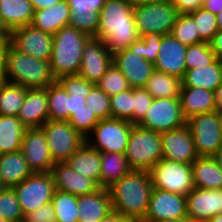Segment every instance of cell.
Listing matches in <instances>:
<instances>
[{"instance_id": "obj_1", "label": "cell", "mask_w": 222, "mask_h": 222, "mask_svg": "<svg viewBox=\"0 0 222 222\" xmlns=\"http://www.w3.org/2000/svg\"><path fill=\"white\" fill-rule=\"evenodd\" d=\"M132 0H106L100 9L97 38L115 53L137 41L140 36L135 25Z\"/></svg>"}, {"instance_id": "obj_2", "label": "cell", "mask_w": 222, "mask_h": 222, "mask_svg": "<svg viewBox=\"0 0 222 222\" xmlns=\"http://www.w3.org/2000/svg\"><path fill=\"white\" fill-rule=\"evenodd\" d=\"M153 190L149 171L131 170L108 188L112 209L130 221L143 220Z\"/></svg>"}, {"instance_id": "obj_3", "label": "cell", "mask_w": 222, "mask_h": 222, "mask_svg": "<svg viewBox=\"0 0 222 222\" xmlns=\"http://www.w3.org/2000/svg\"><path fill=\"white\" fill-rule=\"evenodd\" d=\"M3 80L28 89L47 88L57 81L52 74L49 61L23 54L11 45L6 51Z\"/></svg>"}, {"instance_id": "obj_4", "label": "cell", "mask_w": 222, "mask_h": 222, "mask_svg": "<svg viewBox=\"0 0 222 222\" xmlns=\"http://www.w3.org/2000/svg\"><path fill=\"white\" fill-rule=\"evenodd\" d=\"M89 38L90 36L72 26H65L53 35L49 63L57 80L64 75L78 74L83 49Z\"/></svg>"}, {"instance_id": "obj_5", "label": "cell", "mask_w": 222, "mask_h": 222, "mask_svg": "<svg viewBox=\"0 0 222 222\" xmlns=\"http://www.w3.org/2000/svg\"><path fill=\"white\" fill-rule=\"evenodd\" d=\"M125 157L132 170L149 171L162 159L160 133L134 124Z\"/></svg>"}, {"instance_id": "obj_6", "label": "cell", "mask_w": 222, "mask_h": 222, "mask_svg": "<svg viewBox=\"0 0 222 222\" xmlns=\"http://www.w3.org/2000/svg\"><path fill=\"white\" fill-rule=\"evenodd\" d=\"M153 188L187 196L195 187L191 164L160 159L150 170Z\"/></svg>"}, {"instance_id": "obj_7", "label": "cell", "mask_w": 222, "mask_h": 222, "mask_svg": "<svg viewBox=\"0 0 222 222\" xmlns=\"http://www.w3.org/2000/svg\"><path fill=\"white\" fill-rule=\"evenodd\" d=\"M133 123L117 118L100 120L85 141L101 153H124Z\"/></svg>"}, {"instance_id": "obj_8", "label": "cell", "mask_w": 222, "mask_h": 222, "mask_svg": "<svg viewBox=\"0 0 222 222\" xmlns=\"http://www.w3.org/2000/svg\"><path fill=\"white\" fill-rule=\"evenodd\" d=\"M133 13L140 37L150 33L170 34L178 16L171 2L134 3Z\"/></svg>"}, {"instance_id": "obj_9", "label": "cell", "mask_w": 222, "mask_h": 222, "mask_svg": "<svg viewBox=\"0 0 222 222\" xmlns=\"http://www.w3.org/2000/svg\"><path fill=\"white\" fill-rule=\"evenodd\" d=\"M40 128L45 133L54 164L66 162L85 142L68 121L47 120Z\"/></svg>"}, {"instance_id": "obj_10", "label": "cell", "mask_w": 222, "mask_h": 222, "mask_svg": "<svg viewBox=\"0 0 222 222\" xmlns=\"http://www.w3.org/2000/svg\"><path fill=\"white\" fill-rule=\"evenodd\" d=\"M188 125L198 156H213L222 146L220 118L217 111L190 117Z\"/></svg>"}, {"instance_id": "obj_11", "label": "cell", "mask_w": 222, "mask_h": 222, "mask_svg": "<svg viewBox=\"0 0 222 222\" xmlns=\"http://www.w3.org/2000/svg\"><path fill=\"white\" fill-rule=\"evenodd\" d=\"M179 98L153 99L150 108L137 125L162 133L186 124Z\"/></svg>"}, {"instance_id": "obj_12", "label": "cell", "mask_w": 222, "mask_h": 222, "mask_svg": "<svg viewBox=\"0 0 222 222\" xmlns=\"http://www.w3.org/2000/svg\"><path fill=\"white\" fill-rule=\"evenodd\" d=\"M12 188L15 191L24 216L42 205L50 203L55 191L50 172L32 173L28 178Z\"/></svg>"}, {"instance_id": "obj_13", "label": "cell", "mask_w": 222, "mask_h": 222, "mask_svg": "<svg viewBox=\"0 0 222 222\" xmlns=\"http://www.w3.org/2000/svg\"><path fill=\"white\" fill-rule=\"evenodd\" d=\"M113 63L125 76L130 88H144L155 71L154 64L141 57L140 38L129 48L113 53Z\"/></svg>"}, {"instance_id": "obj_14", "label": "cell", "mask_w": 222, "mask_h": 222, "mask_svg": "<svg viewBox=\"0 0 222 222\" xmlns=\"http://www.w3.org/2000/svg\"><path fill=\"white\" fill-rule=\"evenodd\" d=\"M9 41L14 49L23 54L50 61L53 43L50 33L27 25L10 31Z\"/></svg>"}, {"instance_id": "obj_15", "label": "cell", "mask_w": 222, "mask_h": 222, "mask_svg": "<svg viewBox=\"0 0 222 222\" xmlns=\"http://www.w3.org/2000/svg\"><path fill=\"white\" fill-rule=\"evenodd\" d=\"M113 63V53L103 40L90 37L83 49L78 75L88 82L97 84Z\"/></svg>"}, {"instance_id": "obj_16", "label": "cell", "mask_w": 222, "mask_h": 222, "mask_svg": "<svg viewBox=\"0 0 222 222\" xmlns=\"http://www.w3.org/2000/svg\"><path fill=\"white\" fill-rule=\"evenodd\" d=\"M188 220L186 196L153 188L143 222Z\"/></svg>"}, {"instance_id": "obj_17", "label": "cell", "mask_w": 222, "mask_h": 222, "mask_svg": "<svg viewBox=\"0 0 222 222\" xmlns=\"http://www.w3.org/2000/svg\"><path fill=\"white\" fill-rule=\"evenodd\" d=\"M162 158L184 164H192L199 156L187 124L160 133Z\"/></svg>"}, {"instance_id": "obj_18", "label": "cell", "mask_w": 222, "mask_h": 222, "mask_svg": "<svg viewBox=\"0 0 222 222\" xmlns=\"http://www.w3.org/2000/svg\"><path fill=\"white\" fill-rule=\"evenodd\" d=\"M20 151L33 173L50 172L54 166L45 133L41 128L26 129Z\"/></svg>"}, {"instance_id": "obj_19", "label": "cell", "mask_w": 222, "mask_h": 222, "mask_svg": "<svg viewBox=\"0 0 222 222\" xmlns=\"http://www.w3.org/2000/svg\"><path fill=\"white\" fill-rule=\"evenodd\" d=\"M189 222H207L222 213V189L194 188L186 196Z\"/></svg>"}, {"instance_id": "obj_20", "label": "cell", "mask_w": 222, "mask_h": 222, "mask_svg": "<svg viewBox=\"0 0 222 222\" xmlns=\"http://www.w3.org/2000/svg\"><path fill=\"white\" fill-rule=\"evenodd\" d=\"M186 49L187 45L182 44L172 34L163 35L158 57L154 62L155 70L182 79L187 70Z\"/></svg>"}, {"instance_id": "obj_21", "label": "cell", "mask_w": 222, "mask_h": 222, "mask_svg": "<svg viewBox=\"0 0 222 222\" xmlns=\"http://www.w3.org/2000/svg\"><path fill=\"white\" fill-rule=\"evenodd\" d=\"M55 190L73 195H85L100 189L99 184L92 179L76 173L66 162L55 163L50 170Z\"/></svg>"}, {"instance_id": "obj_22", "label": "cell", "mask_w": 222, "mask_h": 222, "mask_svg": "<svg viewBox=\"0 0 222 222\" xmlns=\"http://www.w3.org/2000/svg\"><path fill=\"white\" fill-rule=\"evenodd\" d=\"M27 128H40L49 120L47 88L28 89L17 116Z\"/></svg>"}, {"instance_id": "obj_23", "label": "cell", "mask_w": 222, "mask_h": 222, "mask_svg": "<svg viewBox=\"0 0 222 222\" xmlns=\"http://www.w3.org/2000/svg\"><path fill=\"white\" fill-rule=\"evenodd\" d=\"M77 201L79 222H99L113 210L108 189L100 188L91 194L78 195Z\"/></svg>"}, {"instance_id": "obj_24", "label": "cell", "mask_w": 222, "mask_h": 222, "mask_svg": "<svg viewBox=\"0 0 222 222\" xmlns=\"http://www.w3.org/2000/svg\"><path fill=\"white\" fill-rule=\"evenodd\" d=\"M71 10L67 0L45 9L34 11L31 26L43 32L54 35L65 26H69Z\"/></svg>"}, {"instance_id": "obj_25", "label": "cell", "mask_w": 222, "mask_h": 222, "mask_svg": "<svg viewBox=\"0 0 222 222\" xmlns=\"http://www.w3.org/2000/svg\"><path fill=\"white\" fill-rule=\"evenodd\" d=\"M180 105L184 118L215 111L214 92L197 87H181Z\"/></svg>"}, {"instance_id": "obj_26", "label": "cell", "mask_w": 222, "mask_h": 222, "mask_svg": "<svg viewBox=\"0 0 222 222\" xmlns=\"http://www.w3.org/2000/svg\"><path fill=\"white\" fill-rule=\"evenodd\" d=\"M66 163L76 173L95 180L100 186L101 152L92 148L86 141L68 158Z\"/></svg>"}, {"instance_id": "obj_27", "label": "cell", "mask_w": 222, "mask_h": 222, "mask_svg": "<svg viewBox=\"0 0 222 222\" xmlns=\"http://www.w3.org/2000/svg\"><path fill=\"white\" fill-rule=\"evenodd\" d=\"M222 83V61L194 69H187L182 78V87H197L215 91Z\"/></svg>"}, {"instance_id": "obj_28", "label": "cell", "mask_w": 222, "mask_h": 222, "mask_svg": "<svg viewBox=\"0 0 222 222\" xmlns=\"http://www.w3.org/2000/svg\"><path fill=\"white\" fill-rule=\"evenodd\" d=\"M33 14L29 0H0V20L9 32L30 25Z\"/></svg>"}, {"instance_id": "obj_29", "label": "cell", "mask_w": 222, "mask_h": 222, "mask_svg": "<svg viewBox=\"0 0 222 222\" xmlns=\"http://www.w3.org/2000/svg\"><path fill=\"white\" fill-rule=\"evenodd\" d=\"M33 172L21 151L0 155V177L6 187H14Z\"/></svg>"}, {"instance_id": "obj_30", "label": "cell", "mask_w": 222, "mask_h": 222, "mask_svg": "<svg viewBox=\"0 0 222 222\" xmlns=\"http://www.w3.org/2000/svg\"><path fill=\"white\" fill-rule=\"evenodd\" d=\"M191 165L195 188L222 189V169L213 157L199 156Z\"/></svg>"}, {"instance_id": "obj_31", "label": "cell", "mask_w": 222, "mask_h": 222, "mask_svg": "<svg viewBox=\"0 0 222 222\" xmlns=\"http://www.w3.org/2000/svg\"><path fill=\"white\" fill-rule=\"evenodd\" d=\"M100 188L108 189L128 174L130 168L124 153H101Z\"/></svg>"}, {"instance_id": "obj_32", "label": "cell", "mask_w": 222, "mask_h": 222, "mask_svg": "<svg viewBox=\"0 0 222 222\" xmlns=\"http://www.w3.org/2000/svg\"><path fill=\"white\" fill-rule=\"evenodd\" d=\"M26 129L17 116L0 115V155L20 151Z\"/></svg>"}, {"instance_id": "obj_33", "label": "cell", "mask_w": 222, "mask_h": 222, "mask_svg": "<svg viewBox=\"0 0 222 222\" xmlns=\"http://www.w3.org/2000/svg\"><path fill=\"white\" fill-rule=\"evenodd\" d=\"M67 91L70 98V117L74 112L86 106V97L95 83L88 82L80 75H64L57 80Z\"/></svg>"}, {"instance_id": "obj_34", "label": "cell", "mask_w": 222, "mask_h": 222, "mask_svg": "<svg viewBox=\"0 0 222 222\" xmlns=\"http://www.w3.org/2000/svg\"><path fill=\"white\" fill-rule=\"evenodd\" d=\"M182 79L154 71L144 88L154 98H179Z\"/></svg>"}, {"instance_id": "obj_35", "label": "cell", "mask_w": 222, "mask_h": 222, "mask_svg": "<svg viewBox=\"0 0 222 222\" xmlns=\"http://www.w3.org/2000/svg\"><path fill=\"white\" fill-rule=\"evenodd\" d=\"M28 88L0 80V115L18 116Z\"/></svg>"}, {"instance_id": "obj_36", "label": "cell", "mask_w": 222, "mask_h": 222, "mask_svg": "<svg viewBox=\"0 0 222 222\" xmlns=\"http://www.w3.org/2000/svg\"><path fill=\"white\" fill-rule=\"evenodd\" d=\"M49 120L70 119V98L67 91L56 81L47 87Z\"/></svg>"}, {"instance_id": "obj_37", "label": "cell", "mask_w": 222, "mask_h": 222, "mask_svg": "<svg viewBox=\"0 0 222 222\" xmlns=\"http://www.w3.org/2000/svg\"><path fill=\"white\" fill-rule=\"evenodd\" d=\"M51 202L56 222H79L77 195L55 190Z\"/></svg>"}, {"instance_id": "obj_38", "label": "cell", "mask_w": 222, "mask_h": 222, "mask_svg": "<svg viewBox=\"0 0 222 222\" xmlns=\"http://www.w3.org/2000/svg\"><path fill=\"white\" fill-rule=\"evenodd\" d=\"M170 34L187 46L204 42L200 38L196 24L189 14H178Z\"/></svg>"}, {"instance_id": "obj_39", "label": "cell", "mask_w": 222, "mask_h": 222, "mask_svg": "<svg viewBox=\"0 0 222 222\" xmlns=\"http://www.w3.org/2000/svg\"><path fill=\"white\" fill-rule=\"evenodd\" d=\"M217 59V56L211 50L210 44L207 42L187 46L185 56L186 69L201 68V66L214 63Z\"/></svg>"}, {"instance_id": "obj_40", "label": "cell", "mask_w": 222, "mask_h": 222, "mask_svg": "<svg viewBox=\"0 0 222 222\" xmlns=\"http://www.w3.org/2000/svg\"><path fill=\"white\" fill-rule=\"evenodd\" d=\"M0 217L7 222L24 221V215L13 188L6 187L0 193Z\"/></svg>"}, {"instance_id": "obj_41", "label": "cell", "mask_w": 222, "mask_h": 222, "mask_svg": "<svg viewBox=\"0 0 222 222\" xmlns=\"http://www.w3.org/2000/svg\"><path fill=\"white\" fill-rule=\"evenodd\" d=\"M96 86L109 96L130 88L127 79L114 63H112L105 75L97 82Z\"/></svg>"}, {"instance_id": "obj_42", "label": "cell", "mask_w": 222, "mask_h": 222, "mask_svg": "<svg viewBox=\"0 0 222 222\" xmlns=\"http://www.w3.org/2000/svg\"><path fill=\"white\" fill-rule=\"evenodd\" d=\"M189 15L193 18L196 24L200 38L204 42L209 43L218 31L216 15L207 11L204 7L189 13Z\"/></svg>"}, {"instance_id": "obj_43", "label": "cell", "mask_w": 222, "mask_h": 222, "mask_svg": "<svg viewBox=\"0 0 222 222\" xmlns=\"http://www.w3.org/2000/svg\"><path fill=\"white\" fill-rule=\"evenodd\" d=\"M111 118L133 123L132 88L110 96Z\"/></svg>"}, {"instance_id": "obj_44", "label": "cell", "mask_w": 222, "mask_h": 222, "mask_svg": "<svg viewBox=\"0 0 222 222\" xmlns=\"http://www.w3.org/2000/svg\"><path fill=\"white\" fill-rule=\"evenodd\" d=\"M99 121L100 120L87 105L74 112L68 120L72 127L85 139L92 133L95 125Z\"/></svg>"}, {"instance_id": "obj_45", "label": "cell", "mask_w": 222, "mask_h": 222, "mask_svg": "<svg viewBox=\"0 0 222 222\" xmlns=\"http://www.w3.org/2000/svg\"><path fill=\"white\" fill-rule=\"evenodd\" d=\"M86 105L99 120L111 118L110 96L104 93L98 86H94L86 97Z\"/></svg>"}, {"instance_id": "obj_46", "label": "cell", "mask_w": 222, "mask_h": 222, "mask_svg": "<svg viewBox=\"0 0 222 222\" xmlns=\"http://www.w3.org/2000/svg\"><path fill=\"white\" fill-rule=\"evenodd\" d=\"M100 11H88L82 15H71L69 26H72L90 37H97Z\"/></svg>"}, {"instance_id": "obj_47", "label": "cell", "mask_w": 222, "mask_h": 222, "mask_svg": "<svg viewBox=\"0 0 222 222\" xmlns=\"http://www.w3.org/2000/svg\"><path fill=\"white\" fill-rule=\"evenodd\" d=\"M133 124H137L150 108L153 97L145 88H132Z\"/></svg>"}, {"instance_id": "obj_48", "label": "cell", "mask_w": 222, "mask_h": 222, "mask_svg": "<svg viewBox=\"0 0 222 222\" xmlns=\"http://www.w3.org/2000/svg\"><path fill=\"white\" fill-rule=\"evenodd\" d=\"M162 37L160 33H150L140 37L141 57L154 64L158 57Z\"/></svg>"}, {"instance_id": "obj_49", "label": "cell", "mask_w": 222, "mask_h": 222, "mask_svg": "<svg viewBox=\"0 0 222 222\" xmlns=\"http://www.w3.org/2000/svg\"><path fill=\"white\" fill-rule=\"evenodd\" d=\"M24 222H56L53 203H47L24 216Z\"/></svg>"}, {"instance_id": "obj_50", "label": "cell", "mask_w": 222, "mask_h": 222, "mask_svg": "<svg viewBox=\"0 0 222 222\" xmlns=\"http://www.w3.org/2000/svg\"><path fill=\"white\" fill-rule=\"evenodd\" d=\"M205 0H172L178 14H189L203 7Z\"/></svg>"}, {"instance_id": "obj_51", "label": "cell", "mask_w": 222, "mask_h": 222, "mask_svg": "<svg viewBox=\"0 0 222 222\" xmlns=\"http://www.w3.org/2000/svg\"><path fill=\"white\" fill-rule=\"evenodd\" d=\"M71 15H82L89 11L90 0H67Z\"/></svg>"}, {"instance_id": "obj_52", "label": "cell", "mask_w": 222, "mask_h": 222, "mask_svg": "<svg viewBox=\"0 0 222 222\" xmlns=\"http://www.w3.org/2000/svg\"><path fill=\"white\" fill-rule=\"evenodd\" d=\"M212 52L218 59L222 58V28H218L217 33L213 36L209 42Z\"/></svg>"}, {"instance_id": "obj_53", "label": "cell", "mask_w": 222, "mask_h": 222, "mask_svg": "<svg viewBox=\"0 0 222 222\" xmlns=\"http://www.w3.org/2000/svg\"><path fill=\"white\" fill-rule=\"evenodd\" d=\"M9 45V39H0V80H3L5 74L6 51Z\"/></svg>"}, {"instance_id": "obj_54", "label": "cell", "mask_w": 222, "mask_h": 222, "mask_svg": "<svg viewBox=\"0 0 222 222\" xmlns=\"http://www.w3.org/2000/svg\"><path fill=\"white\" fill-rule=\"evenodd\" d=\"M203 7L212 14L217 15L222 9V0H205Z\"/></svg>"}, {"instance_id": "obj_55", "label": "cell", "mask_w": 222, "mask_h": 222, "mask_svg": "<svg viewBox=\"0 0 222 222\" xmlns=\"http://www.w3.org/2000/svg\"><path fill=\"white\" fill-rule=\"evenodd\" d=\"M34 11L48 8L52 5L59 3L61 0H29Z\"/></svg>"}, {"instance_id": "obj_56", "label": "cell", "mask_w": 222, "mask_h": 222, "mask_svg": "<svg viewBox=\"0 0 222 222\" xmlns=\"http://www.w3.org/2000/svg\"><path fill=\"white\" fill-rule=\"evenodd\" d=\"M130 220L115 210L109 212L104 219L99 222H129Z\"/></svg>"}, {"instance_id": "obj_57", "label": "cell", "mask_w": 222, "mask_h": 222, "mask_svg": "<svg viewBox=\"0 0 222 222\" xmlns=\"http://www.w3.org/2000/svg\"><path fill=\"white\" fill-rule=\"evenodd\" d=\"M214 96H215V111L221 114L222 113V83L214 91Z\"/></svg>"}, {"instance_id": "obj_58", "label": "cell", "mask_w": 222, "mask_h": 222, "mask_svg": "<svg viewBox=\"0 0 222 222\" xmlns=\"http://www.w3.org/2000/svg\"><path fill=\"white\" fill-rule=\"evenodd\" d=\"M106 0H90L89 11H100Z\"/></svg>"}, {"instance_id": "obj_59", "label": "cell", "mask_w": 222, "mask_h": 222, "mask_svg": "<svg viewBox=\"0 0 222 222\" xmlns=\"http://www.w3.org/2000/svg\"><path fill=\"white\" fill-rule=\"evenodd\" d=\"M10 32L7 28L3 25L2 21L0 20V39H9Z\"/></svg>"}, {"instance_id": "obj_60", "label": "cell", "mask_w": 222, "mask_h": 222, "mask_svg": "<svg viewBox=\"0 0 222 222\" xmlns=\"http://www.w3.org/2000/svg\"><path fill=\"white\" fill-rule=\"evenodd\" d=\"M133 3L138 4H146V3H167L171 2L172 0H132Z\"/></svg>"}, {"instance_id": "obj_61", "label": "cell", "mask_w": 222, "mask_h": 222, "mask_svg": "<svg viewBox=\"0 0 222 222\" xmlns=\"http://www.w3.org/2000/svg\"><path fill=\"white\" fill-rule=\"evenodd\" d=\"M212 157L216 160L218 166L222 169V146Z\"/></svg>"}, {"instance_id": "obj_62", "label": "cell", "mask_w": 222, "mask_h": 222, "mask_svg": "<svg viewBox=\"0 0 222 222\" xmlns=\"http://www.w3.org/2000/svg\"><path fill=\"white\" fill-rule=\"evenodd\" d=\"M216 18H217V26H218V28H222V9L216 15Z\"/></svg>"}, {"instance_id": "obj_63", "label": "cell", "mask_w": 222, "mask_h": 222, "mask_svg": "<svg viewBox=\"0 0 222 222\" xmlns=\"http://www.w3.org/2000/svg\"><path fill=\"white\" fill-rule=\"evenodd\" d=\"M207 222H222V213L215 215Z\"/></svg>"}, {"instance_id": "obj_64", "label": "cell", "mask_w": 222, "mask_h": 222, "mask_svg": "<svg viewBox=\"0 0 222 222\" xmlns=\"http://www.w3.org/2000/svg\"><path fill=\"white\" fill-rule=\"evenodd\" d=\"M188 220H158L153 222H186Z\"/></svg>"}, {"instance_id": "obj_65", "label": "cell", "mask_w": 222, "mask_h": 222, "mask_svg": "<svg viewBox=\"0 0 222 222\" xmlns=\"http://www.w3.org/2000/svg\"><path fill=\"white\" fill-rule=\"evenodd\" d=\"M6 188V186L3 184L2 179L0 177V193Z\"/></svg>"}, {"instance_id": "obj_66", "label": "cell", "mask_w": 222, "mask_h": 222, "mask_svg": "<svg viewBox=\"0 0 222 222\" xmlns=\"http://www.w3.org/2000/svg\"><path fill=\"white\" fill-rule=\"evenodd\" d=\"M219 118H220V127H221V135H222V113L219 114Z\"/></svg>"}, {"instance_id": "obj_67", "label": "cell", "mask_w": 222, "mask_h": 222, "mask_svg": "<svg viewBox=\"0 0 222 222\" xmlns=\"http://www.w3.org/2000/svg\"><path fill=\"white\" fill-rule=\"evenodd\" d=\"M0 222H7V221L3 219L2 217H0Z\"/></svg>"}, {"instance_id": "obj_68", "label": "cell", "mask_w": 222, "mask_h": 222, "mask_svg": "<svg viewBox=\"0 0 222 222\" xmlns=\"http://www.w3.org/2000/svg\"><path fill=\"white\" fill-rule=\"evenodd\" d=\"M129 222H143L142 220H133V221H129Z\"/></svg>"}]
</instances>
